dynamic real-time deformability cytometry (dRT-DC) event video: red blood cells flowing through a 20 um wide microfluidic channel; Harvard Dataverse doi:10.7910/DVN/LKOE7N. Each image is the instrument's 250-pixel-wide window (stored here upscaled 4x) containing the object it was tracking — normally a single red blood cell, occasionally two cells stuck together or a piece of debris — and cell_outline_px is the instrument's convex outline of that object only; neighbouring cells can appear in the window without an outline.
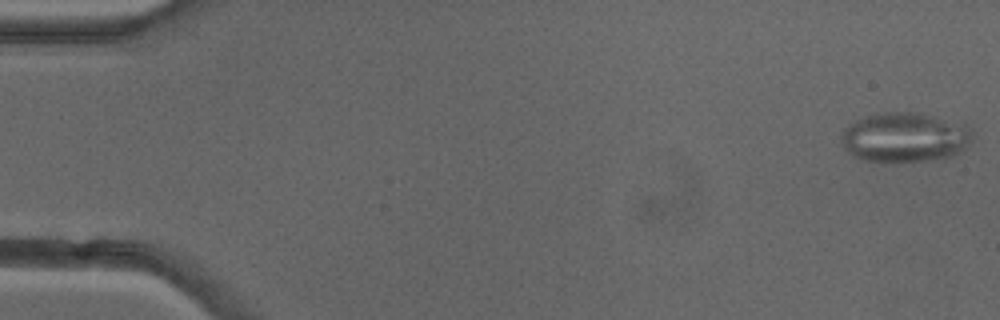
{"species": "common noctule bat (a hibernating species)", "species_latin": "Nyctalus noctula", "temperature_condition": "cold", "stored_images_in_passage": 51, "camera_frame_rate_fps": 3000, "um_per_image_px": 0.085, "animal": {"sex": "female"}, "frame": {"image": 1, "passage_image": 1, "time_ms": 0.0, "image_size_px": [1000, 320], "cell_outline_px": [[972, 140], [960, 152], [952, 156], [928, 160], [896, 164], [892, 164], [864, 160], [852, 156], [844, 148], [840, 140], [840, 136], [844, 128], [848, 124], [864, 116], [876, 112], [916, 112], [964, 120], [972, 128]], "centroid_in_image_um": [76.93, 11.66], "position_along_channel_um": 8.1, "area_um2": 39.59}, "authors_computed_cell_mechanics": {"area_um2": 29.9982, "velocity_mm_per_s": 3.9923, "shape_relaxation_time_tau1_ms": null, "shape_relaxation_time_tau2_ms": 1.6556, "deformation_change_tau1": null, "deformation_change_tau2": 0.0955}}